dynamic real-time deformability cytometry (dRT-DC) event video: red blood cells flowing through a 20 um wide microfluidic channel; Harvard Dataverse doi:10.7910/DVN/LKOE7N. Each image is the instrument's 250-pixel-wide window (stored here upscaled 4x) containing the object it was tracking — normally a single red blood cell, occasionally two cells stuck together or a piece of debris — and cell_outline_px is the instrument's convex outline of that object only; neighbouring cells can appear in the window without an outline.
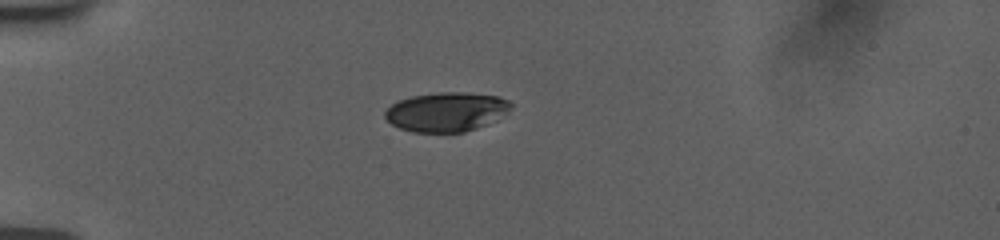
{"species": "human", "species_latin": "Homo sapiens", "temperature_condition": "room temperature", "stored_images_in_passage": 23, "camera_frame_rate_fps": 3000, "um_per_image_px": 0.085, "donor": {"sex": "female"}, "frame": {"image": 1, "passage_image": 1, "time_ms": 0.0, "image_size_px": [1000, 240], "cell_outline_px": [[512, 108], [484, 124], [476, 128], [464, 132], [412, 132], [400, 128], [392, 124], [384, 116], [384, 112], [392, 104], [400, 100], [412, 96], [436, 92], [464, 92], [500, 96], [508, 100], [512, 104]], "centroid_in_image_um": [37.91, 9.49], "position_along_channel_um": 47.1, "area_um2": 28.5}}
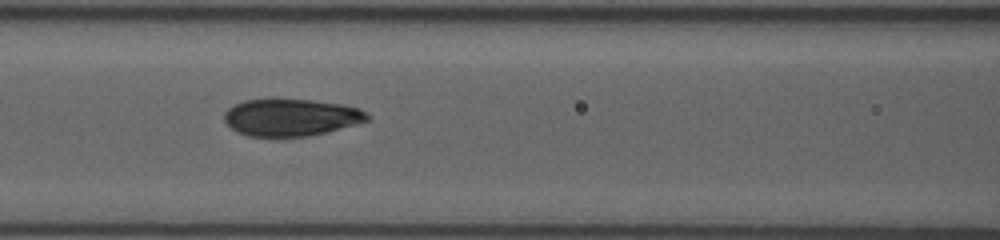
{"frame": {"image": 2, "passage_image": 16, "time_ms": 3.333, "image_size_px": [1000, 240], "cell_outline_px": [[372, 116], [368, 120], [356, 124], [308, 136], [248, 136], [236, 132], [224, 120], [224, 112], [232, 104], [244, 100], [276, 96], [340, 104], [360, 108]], "centroid_in_image_um": [24.68, 9.93], "position_along_channel_um": 141.9, "area_um2": 31.56}}
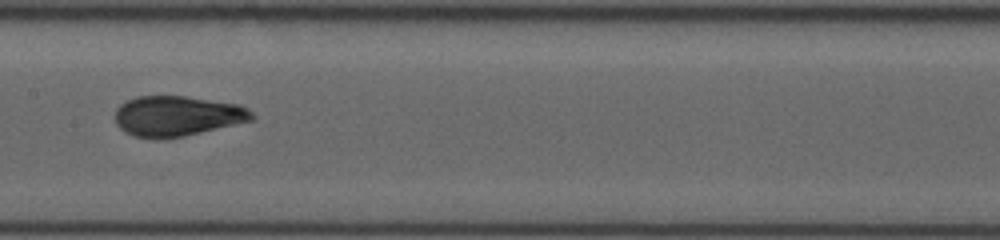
{"frame": {"image": 3, "passage_image": 22, "time_ms": 4.667, "image_size_px": [1000, 240], "cell_outline_px": [[256, 116], [252, 120], [184, 136], [164, 140], [132, 136], [124, 132], [116, 124], [116, 108], [120, 104], [136, 96], [184, 96], [240, 104], [248, 108]], "centroid_in_image_um": [15.04, 9.87], "position_along_channel_um": 192.4, "area_um2": 32.31}}